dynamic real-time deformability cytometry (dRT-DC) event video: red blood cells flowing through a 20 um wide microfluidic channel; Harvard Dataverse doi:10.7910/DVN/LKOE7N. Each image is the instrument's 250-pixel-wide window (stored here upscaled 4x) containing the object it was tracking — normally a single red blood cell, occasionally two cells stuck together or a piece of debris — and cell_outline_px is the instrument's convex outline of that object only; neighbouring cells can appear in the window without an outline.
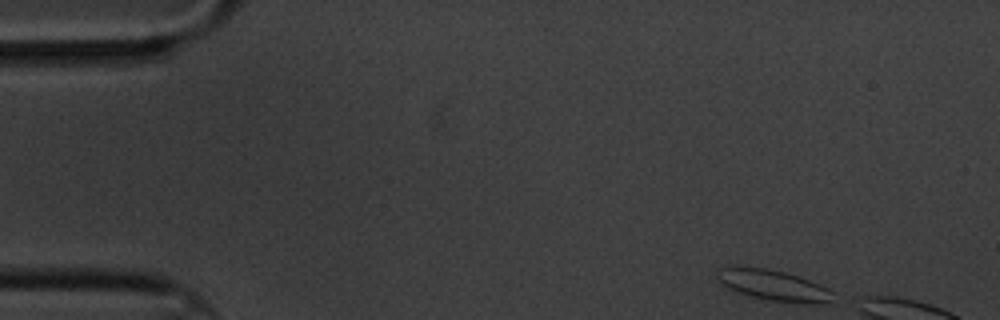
{"species": "common noctule bat (a hibernating species)", "species_latin": "Nyctalus noctula", "temperature_condition": "cold", "stored_images_in_passage": 3, "camera_frame_rate_fps": 3000, "um_per_image_px": 0.085, "animal": {"sex": "male", "body_mass_g": 20.1, "forearm_length_mm": 53.5}, "frame": {"image": 1, "passage_image": 1, "time_ms": 0.0, "image_size_px": [1000, 320], "cell_outline_px": [[836, 304], [804, 304], [772, 300], [752, 296], [736, 292], [720, 284], [716, 280], [716, 276], [720, 268], [768, 268], [800, 276], [828, 288], [836, 292]], "centroid_in_image_um": [65.9, 24.3], "position_along_channel_um": 19.1, "area_um2": 21.1}}